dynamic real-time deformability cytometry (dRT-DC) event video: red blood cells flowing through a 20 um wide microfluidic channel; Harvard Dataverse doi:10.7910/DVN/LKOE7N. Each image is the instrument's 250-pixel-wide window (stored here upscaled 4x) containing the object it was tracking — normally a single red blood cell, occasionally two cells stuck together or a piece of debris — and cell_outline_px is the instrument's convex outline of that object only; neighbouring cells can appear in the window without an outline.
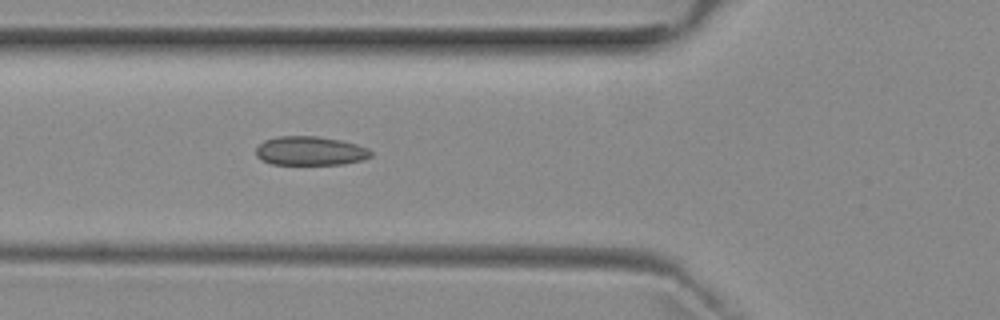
{"species": "common noctule bat (a hibernating species)", "species_latin": "Nyctalus noctula", "temperature_condition": "room temperature", "stored_images_in_passage": 6, "camera_frame_rate_fps": 3000, "um_per_image_px": 0.085, "animal": {"sex": "female", "body_mass_g": 29.2, "forearm_length_mm": 56.3}, "frame": {"image": 1, "passage_image": 6, "time_ms": 8.667, "image_size_px": [1000, 320], "cell_outline_px": [[372, 156], [364, 160], [344, 164], [272, 164], [256, 156], [256, 148], [264, 140], [276, 136], [316, 136], [340, 140], [356, 144], [368, 148], [372, 152]], "centroid_in_image_um": [26.39, 12.82], "position_along_channel_um": 99.4, "area_um2": 19.42}}